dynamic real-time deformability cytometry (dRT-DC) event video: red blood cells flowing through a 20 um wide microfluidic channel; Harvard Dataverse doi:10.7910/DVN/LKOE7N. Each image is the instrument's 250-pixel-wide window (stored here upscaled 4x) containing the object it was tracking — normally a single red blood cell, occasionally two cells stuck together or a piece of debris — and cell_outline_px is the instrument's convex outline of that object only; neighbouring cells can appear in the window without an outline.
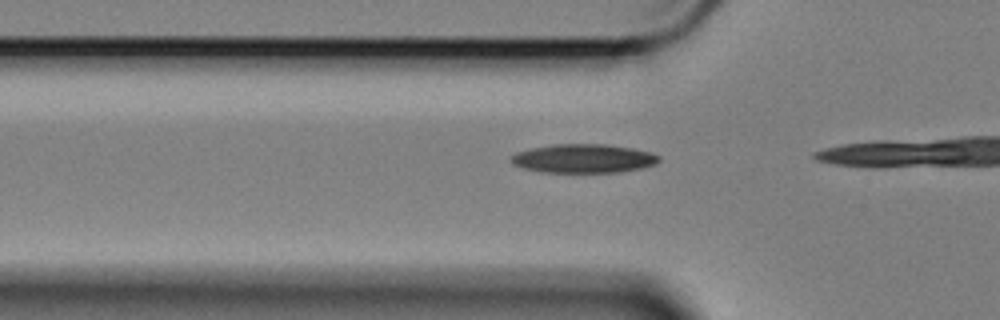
{"species": "Egyptian fruit bat (a non-hibernating species)", "species_latin": "Rousettus aegyptiacus", "temperature_condition": "cold", "stored_images_in_passage": 6, "camera_frame_rate_fps": 3000, "um_per_image_px": 0.085, "animal": {"sex": "female"}, "frame": {"image": 1, "passage_image": 3, "time_ms": 0.667, "image_size_px": [1000, 320], "cell_outline_px": [[660, 160], [656, 164], [644, 168], [620, 172], [540, 172], [524, 168], [512, 164], [512, 156], [516, 152], [528, 148], [552, 144], [608, 144], [632, 148], [652, 152], [660, 156]], "centroid_in_image_um": [49.63, 13.47], "position_along_channel_um": 76.2, "area_um2": 25.09}}